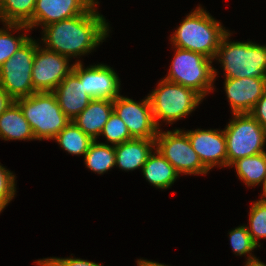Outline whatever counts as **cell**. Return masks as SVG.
<instances>
[{
    "mask_svg": "<svg viewBox=\"0 0 266 266\" xmlns=\"http://www.w3.org/2000/svg\"><path fill=\"white\" fill-rule=\"evenodd\" d=\"M202 164L210 171L214 166L227 167L226 138L224 130L184 131Z\"/></svg>",
    "mask_w": 266,
    "mask_h": 266,
    "instance_id": "13",
    "label": "cell"
},
{
    "mask_svg": "<svg viewBox=\"0 0 266 266\" xmlns=\"http://www.w3.org/2000/svg\"><path fill=\"white\" fill-rule=\"evenodd\" d=\"M15 102L31 126L35 140L53 139L71 121L61 110L53 92H35Z\"/></svg>",
    "mask_w": 266,
    "mask_h": 266,
    "instance_id": "4",
    "label": "cell"
},
{
    "mask_svg": "<svg viewBox=\"0 0 266 266\" xmlns=\"http://www.w3.org/2000/svg\"><path fill=\"white\" fill-rule=\"evenodd\" d=\"M36 40L31 37L0 67V86L15 101L35 93L32 66Z\"/></svg>",
    "mask_w": 266,
    "mask_h": 266,
    "instance_id": "8",
    "label": "cell"
},
{
    "mask_svg": "<svg viewBox=\"0 0 266 266\" xmlns=\"http://www.w3.org/2000/svg\"><path fill=\"white\" fill-rule=\"evenodd\" d=\"M157 89L148 94L156 126L159 120L168 124L188 116L204 98L194 90L163 78Z\"/></svg>",
    "mask_w": 266,
    "mask_h": 266,
    "instance_id": "6",
    "label": "cell"
},
{
    "mask_svg": "<svg viewBox=\"0 0 266 266\" xmlns=\"http://www.w3.org/2000/svg\"><path fill=\"white\" fill-rule=\"evenodd\" d=\"M2 1H3V0H0V9H1V6H2Z\"/></svg>",
    "mask_w": 266,
    "mask_h": 266,
    "instance_id": "37",
    "label": "cell"
},
{
    "mask_svg": "<svg viewBox=\"0 0 266 266\" xmlns=\"http://www.w3.org/2000/svg\"><path fill=\"white\" fill-rule=\"evenodd\" d=\"M53 93L61 110L70 120L79 115L92 100L86 93L84 81H80L73 71L53 90Z\"/></svg>",
    "mask_w": 266,
    "mask_h": 266,
    "instance_id": "16",
    "label": "cell"
},
{
    "mask_svg": "<svg viewBox=\"0 0 266 266\" xmlns=\"http://www.w3.org/2000/svg\"><path fill=\"white\" fill-rule=\"evenodd\" d=\"M98 3L84 14L45 26L42 31L45 48L69 59L91 53L109 33L108 22L97 11Z\"/></svg>",
    "mask_w": 266,
    "mask_h": 266,
    "instance_id": "1",
    "label": "cell"
},
{
    "mask_svg": "<svg viewBox=\"0 0 266 266\" xmlns=\"http://www.w3.org/2000/svg\"><path fill=\"white\" fill-rule=\"evenodd\" d=\"M113 111L126 124L132 138L156 139L159 128L156 126L148 96L137 103L119 95L113 100Z\"/></svg>",
    "mask_w": 266,
    "mask_h": 266,
    "instance_id": "11",
    "label": "cell"
},
{
    "mask_svg": "<svg viewBox=\"0 0 266 266\" xmlns=\"http://www.w3.org/2000/svg\"><path fill=\"white\" fill-rule=\"evenodd\" d=\"M224 89L233 114L250 113L266 91V78L225 79Z\"/></svg>",
    "mask_w": 266,
    "mask_h": 266,
    "instance_id": "14",
    "label": "cell"
},
{
    "mask_svg": "<svg viewBox=\"0 0 266 266\" xmlns=\"http://www.w3.org/2000/svg\"><path fill=\"white\" fill-rule=\"evenodd\" d=\"M36 264L38 265V266H47L41 259L40 260H38V261H36Z\"/></svg>",
    "mask_w": 266,
    "mask_h": 266,
    "instance_id": "35",
    "label": "cell"
},
{
    "mask_svg": "<svg viewBox=\"0 0 266 266\" xmlns=\"http://www.w3.org/2000/svg\"><path fill=\"white\" fill-rule=\"evenodd\" d=\"M101 135L105 136L107 144L111 143L114 146L133 139L126 124L114 111L104 125Z\"/></svg>",
    "mask_w": 266,
    "mask_h": 266,
    "instance_id": "28",
    "label": "cell"
},
{
    "mask_svg": "<svg viewBox=\"0 0 266 266\" xmlns=\"http://www.w3.org/2000/svg\"><path fill=\"white\" fill-rule=\"evenodd\" d=\"M224 133L227 167L238 159L266 152L264 151L266 129L250 113L233 114Z\"/></svg>",
    "mask_w": 266,
    "mask_h": 266,
    "instance_id": "7",
    "label": "cell"
},
{
    "mask_svg": "<svg viewBox=\"0 0 266 266\" xmlns=\"http://www.w3.org/2000/svg\"><path fill=\"white\" fill-rule=\"evenodd\" d=\"M53 139L59 143L61 148L73 155H85L94 142L72 121Z\"/></svg>",
    "mask_w": 266,
    "mask_h": 266,
    "instance_id": "23",
    "label": "cell"
},
{
    "mask_svg": "<svg viewBox=\"0 0 266 266\" xmlns=\"http://www.w3.org/2000/svg\"><path fill=\"white\" fill-rule=\"evenodd\" d=\"M231 166H235L239 179L248 187L262 184L265 188L266 152L238 159Z\"/></svg>",
    "mask_w": 266,
    "mask_h": 266,
    "instance_id": "21",
    "label": "cell"
},
{
    "mask_svg": "<svg viewBox=\"0 0 266 266\" xmlns=\"http://www.w3.org/2000/svg\"><path fill=\"white\" fill-rule=\"evenodd\" d=\"M112 112L113 100L95 98L71 121L95 141L100 136Z\"/></svg>",
    "mask_w": 266,
    "mask_h": 266,
    "instance_id": "17",
    "label": "cell"
},
{
    "mask_svg": "<svg viewBox=\"0 0 266 266\" xmlns=\"http://www.w3.org/2000/svg\"><path fill=\"white\" fill-rule=\"evenodd\" d=\"M142 167L146 180L156 188L167 189L179 177V173L172 164L155 148Z\"/></svg>",
    "mask_w": 266,
    "mask_h": 266,
    "instance_id": "19",
    "label": "cell"
},
{
    "mask_svg": "<svg viewBox=\"0 0 266 266\" xmlns=\"http://www.w3.org/2000/svg\"><path fill=\"white\" fill-rule=\"evenodd\" d=\"M249 216L250 227H247L248 232L254 242L260 247L261 245L258 241L261 238H266V197H262L252 204Z\"/></svg>",
    "mask_w": 266,
    "mask_h": 266,
    "instance_id": "26",
    "label": "cell"
},
{
    "mask_svg": "<svg viewBox=\"0 0 266 266\" xmlns=\"http://www.w3.org/2000/svg\"><path fill=\"white\" fill-rule=\"evenodd\" d=\"M155 147L179 174L197 175L209 172L192 148L188 135L181 129L167 132L159 129Z\"/></svg>",
    "mask_w": 266,
    "mask_h": 266,
    "instance_id": "9",
    "label": "cell"
},
{
    "mask_svg": "<svg viewBox=\"0 0 266 266\" xmlns=\"http://www.w3.org/2000/svg\"><path fill=\"white\" fill-rule=\"evenodd\" d=\"M175 48L169 74L164 79L188 87L204 98L214 89L217 69L211 65L213 60L200 53Z\"/></svg>",
    "mask_w": 266,
    "mask_h": 266,
    "instance_id": "5",
    "label": "cell"
},
{
    "mask_svg": "<svg viewBox=\"0 0 266 266\" xmlns=\"http://www.w3.org/2000/svg\"><path fill=\"white\" fill-rule=\"evenodd\" d=\"M47 266H103L101 264L83 260L80 258H56V257H50L41 259Z\"/></svg>",
    "mask_w": 266,
    "mask_h": 266,
    "instance_id": "30",
    "label": "cell"
},
{
    "mask_svg": "<svg viewBox=\"0 0 266 266\" xmlns=\"http://www.w3.org/2000/svg\"><path fill=\"white\" fill-rule=\"evenodd\" d=\"M36 0H3L0 20L5 24H24L32 30Z\"/></svg>",
    "mask_w": 266,
    "mask_h": 266,
    "instance_id": "22",
    "label": "cell"
},
{
    "mask_svg": "<svg viewBox=\"0 0 266 266\" xmlns=\"http://www.w3.org/2000/svg\"><path fill=\"white\" fill-rule=\"evenodd\" d=\"M0 138L5 141L35 140L31 126L15 101L0 115Z\"/></svg>",
    "mask_w": 266,
    "mask_h": 266,
    "instance_id": "20",
    "label": "cell"
},
{
    "mask_svg": "<svg viewBox=\"0 0 266 266\" xmlns=\"http://www.w3.org/2000/svg\"><path fill=\"white\" fill-rule=\"evenodd\" d=\"M96 0H36L32 28L84 14Z\"/></svg>",
    "mask_w": 266,
    "mask_h": 266,
    "instance_id": "15",
    "label": "cell"
},
{
    "mask_svg": "<svg viewBox=\"0 0 266 266\" xmlns=\"http://www.w3.org/2000/svg\"><path fill=\"white\" fill-rule=\"evenodd\" d=\"M0 165V213L12 201L16 193L15 175Z\"/></svg>",
    "mask_w": 266,
    "mask_h": 266,
    "instance_id": "29",
    "label": "cell"
},
{
    "mask_svg": "<svg viewBox=\"0 0 266 266\" xmlns=\"http://www.w3.org/2000/svg\"><path fill=\"white\" fill-rule=\"evenodd\" d=\"M228 32L204 8L197 7L171 35L174 47L200 53L214 60L222 37Z\"/></svg>",
    "mask_w": 266,
    "mask_h": 266,
    "instance_id": "2",
    "label": "cell"
},
{
    "mask_svg": "<svg viewBox=\"0 0 266 266\" xmlns=\"http://www.w3.org/2000/svg\"><path fill=\"white\" fill-rule=\"evenodd\" d=\"M155 149V139H136L115 145V165L125 171L142 170L149 154Z\"/></svg>",
    "mask_w": 266,
    "mask_h": 266,
    "instance_id": "18",
    "label": "cell"
},
{
    "mask_svg": "<svg viewBox=\"0 0 266 266\" xmlns=\"http://www.w3.org/2000/svg\"><path fill=\"white\" fill-rule=\"evenodd\" d=\"M229 236L232 250L236 255L242 256L247 254V262L257 260L250 252L259 246L252 239L246 225L238 226L231 230Z\"/></svg>",
    "mask_w": 266,
    "mask_h": 266,
    "instance_id": "27",
    "label": "cell"
},
{
    "mask_svg": "<svg viewBox=\"0 0 266 266\" xmlns=\"http://www.w3.org/2000/svg\"><path fill=\"white\" fill-rule=\"evenodd\" d=\"M72 71L84 81L86 93L92 98L114 100L120 95V79L114 69L104 64L90 65L86 69L81 61L75 62Z\"/></svg>",
    "mask_w": 266,
    "mask_h": 266,
    "instance_id": "12",
    "label": "cell"
},
{
    "mask_svg": "<svg viewBox=\"0 0 266 266\" xmlns=\"http://www.w3.org/2000/svg\"><path fill=\"white\" fill-rule=\"evenodd\" d=\"M138 266H168L164 265L163 263H158L155 261H150V260H144V259H139L136 261Z\"/></svg>",
    "mask_w": 266,
    "mask_h": 266,
    "instance_id": "33",
    "label": "cell"
},
{
    "mask_svg": "<svg viewBox=\"0 0 266 266\" xmlns=\"http://www.w3.org/2000/svg\"><path fill=\"white\" fill-rule=\"evenodd\" d=\"M245 266H266L263 262L259 261V259L254 260V261H246Z\"/></svg>",
    "mask_w": 266,
    "mask_h": 266,
    "instance_id": "34",
    "label": "cell"
},
{
    "mask_svg": "<svg viewBox=\"0 0 266 266\" xmlns=\"http://www.w3.org/2000/svg\"><path fill=\"white\" fill-rule=\"evenodd\" d=\"M261 196L262 197H266V185H265V188L262 189V195Z\"/></svg>",
    "mask_w": 266,
    "mask_h": 266,
    "instance_id": "36",
    "label": "cell"
},
{
    "mask_svg": "<svg viewBox=\"0 0 266 266\" xmlns=\"http://www.w3.org/2000/svg\"><path fill=\"white\" fill-rule=\"evenodd\" d=\"M73 66L74 64L69 66V58L42 48L36 42L31 75L35 92H53L72 71Z\"/></svg>",
    "mask_w": 266,
    "mask_h": 266,
    "instance_id": "10",
    "label": "cell"
},
{
    "mask_svg": "<svg viewBox=\"0 0 266 266\" xmlns=\"http://www.w3.org/2000/svg\"><path fill=\"white\" fill-rule=\"evenodd\" d=\"M230 35L227 32L222 37L215 57L225 71V79L266 78V45L251 41L229 42Z\"/></svg>",
    "mask_w": 266,
    "mask_h": 266,
    "instance_id": "3",
    "label": "cell"
},
{
    "mask_svg": "<svg viewBox=\"0 0 266 266\" xmlns=\"http://www.w3.org/2000/svg\"><path fill=\"white\" fill-rule=\"evenodd\" d=\"M5 26L7 27L6 29L0 28V67L30 38L25 33L18 35V37L13 36L11 33V30H30L24 24H5Z\"/></svg>",
    "mask_w": 266,
    "mask_h": 266,
    "instance_id": "25",
    "label": "cell"
},
{
    "mask_svg": "<svg viewBox=\"0 0 266 266\" xmlns=\"http://www.w3.org/2000/svg\"><path fill=\"white\" fill-rule=\"evenodd\" d=\"M250 114L264 129H266V91L254 105V108L252 109Z\"/></svg>",
    "mask_w": 266,
    "mask_h": 266,
    "instance_id": "31",
    "label": "cell"
},
{
    "mask_svg": "<svg viewBox=\"0 0 266 266\" xmlns=\"http://www.w3.org/2000/svg\"><path fill=\"white\" fill-rule=\"evenodd\" d=\"M87 168L103 174L115 166V146L95 140L84 155Z\"/></svg>",
    "mask_w": 266,
    "mask_h": 266,
    "instance_id": "24",
    "label": "cell"
},
{
    "mask_svg": "<svg viewBox=\"0 0 266 266\" xmlns=\"http://www.w3.org/2000/svg\"><path fill=\"white\" fill-rule=\"evenodd\" d=\"M14 100L9 94L0 86V115L10 106Z\"/></svg>",
    "mask_w": 266,
    "mask_h": 266,
    "instance_id": "32",
    "label": "cell"
}]
</instances>
